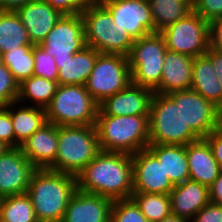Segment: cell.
Instances as JSON below:
<instances>
[{"label": "cell", "mask_w": 222, "mask_h": 222, "mask_svg": "<svg viewBox=\"0 0 222 222\" xmlns=\"http://www.w3.org/2000/svg\"><path fill=\"white\" fill-rule=\"evenodd\" d=\"M77 188L111 200L131 199L133 193L132 155L100 151L76 176Z\"/></svg>", "instance_id": "6da1fadb"}, {"label": "cell", "mask_w": 222, "mask_h": 222, "mask_svg": "<svg viewBox=\"0 0 222 222\" xmlns=\"http://www.w3.org/2000/svg\"><path fill=\"white\" fill-rule=\"evenodd\" d=\"M77 189V177L47 169H35L26 194L38 222H62L69 199Z\"/></svg>", "instance_id": "7a4b0ae2"}, {"label": "cell", "mask_w": 222, "mask_h": 222, "mask_svg": "<svg viewBox=\"0 0 222 222\" xmlns=\"http://www.w3.org/2000/svg\"><path fill=\"white\" fill-rule=\"evenodd\" d=\"M95 127L101 151L135 154L149 145V115H105L100 109Z\"/></svg>", "instance_id": "3957f363"}, {"label": "cell", "mask_w": 222, "mask_h": 222, "mask_svg": "<svg viewBox=\"0 0 222 222\" xmlns=\"http://www.w3.org/2000/svg\"><path fill=\"white\" fill-rule=\"evenodd\" d=\"M95 125L58 126L54 171L77 176L100 152Z\"/></svg>", "instance_id": "277c9868"}, {"label": "cell", "mask_w": 222, "mask_h": 222, "mask_svg": "<svg viewBox=\"0 0 222 222\" xmlns=\"http://www.w3.org/2000/svg\"><path fill=\"white\" fill-rule=\"evenodd\" d=\"M80 15L86 46L99 53L129 55L135 40L126 29L114 24L112 15L100 2H92Z\"/></svg>", "instance_id": "5b68a950"}, {"label": "cell", "mask_w": 222, "mask_h": 222, "mask_svg": "<svg viewBox=\"0 0 222 222\" xmlns=\"http://www.w3.org/2000/svg\"><path fill=\"white\" fill-rule=\"evenodd\" d=\"M99 104L85 85H58L45 109L46 121L56 126L95 125Z\"/></svg>", "instance_id": "8992f818"}, {"label": "cell", "mask_w": 222, "mask_h": 222, "mask_svg": "<svg viewBox=\"0 0 222 222\" xmlns=\"http://www.w3.org/2000/svg\"><path fill=\"white\" fill-rule=\"evenodd\" d=\"M200 139L183 121L179 104L168 94H153L149 112V144L187 145Z\"/></svg>", "instance_id": "52a82bcc"}, {"label": "cell", "mask_w": 222, "mask_h": 222, "mask_svg": "<svg viewBox=\"0 0 222 222\" xmlns=\"http://www.w3.org/2000/svg\"><path fill=\"white\" fill-rule=\"evenodd\" d=\"M166 51L159 32L135 40L127 56L132 83L155 91L160 86Z\"/></svg>", "instance_id": "ba28073f"}, {"label": "cell", "mask_w": 222, "mask_h": 222, "mask_svg": "<svg viewBox=\"0 0 222 222\" xmlns=\"http://www.w3.org/2000/svg\"><path fill=\"white\" fill-rule=\"evenodd\" d=\"M132 82L128 57L121 54L99 53L85 88L100 104Z\"/></svg>", "instance_id": "9c48e42d"}, {"label": "cell", "mask_w": 222, "mask_h": 222, "mask_svg": "<svg viewBox=\"0 0 222 222\" xmlns=\"http://www.w3.org/2000/svg\"><path fill=\"white\" fill-rule=\"evenodd\" d=\"M167 50L193 58L205 55L209 48V22L194 10L159 32Z\"/></svg>", "instance_id": "30bf717a"}, {"label": "cell", "mask_w": 222, "mask_h": 222, "mask_svg": "<svg viewBox=\"0 0 222 222\" xmlns=\"http://www.w3.org/2000/svg\"><path fill=\"white\" fill-rule=\"evenodd\" d=\"M180 105L183 121L199 137L206 138L222 126V111L192 89L168 94Z\"/></svg>", "instance_id": "8fae6325"}, {"label": "cell", "mask_w": 222, "mask_h": 222, "mask_svg": "<svg viewBox=\"0 0 222 222\" xmlns=\"http://www.w3.org/2000/svg\"><path fill=\"white\" fill-rule=\"evenodd\" d=\"M40 46L53 56L55 61L72 59L74 53L86 46L84 22L81 15H63Z\"/></svg>", "instance_id": "7c38bea8"}, {"label": "cell", "mask_w": 222, "mask_h": 222, "mask_svg": "<svg viewBox=\"0 0 222 222\" xmlns=\"http://www.w3.org/2000/svg\"><path fill=\"white\" fill-rule=\"evenodd\" d=\"M100 3L110 12L114 24L126 29L134 40L154 33L147 0H102Z\"/></svg>", "instance_id": "4fadbf2b"}, {"label": "cell", "mask_w": 222, "mask_h": 222, "mask_svg": "<svg viewBox=\"0 0 222 222\" xmlns=\"http://www.w3.org/2000/svg\"><path fill=\"white\" fill-rule=\"evenodd\" d=\"M133 192L170 194L174 184L165 174L162 163L148 149L132 154Z\"/></svg>", "instance_id": "5bb4252c"}, {"label": "cell", "mask_w": 222, "mask_h": 222, "mask_svg": "<svg viewBox=\"0 0 222 222\" xmlns=\"http://www.w3.org/2000/svg\"><path fill=\"white\" fill-rule=\"evenodd\" d=\"M35 169L20 147L8 148L0 155V198L25 194Z\"/></svg>", "instance_id": "9a60e30c"}, {"label": "cell", "mask_w": 222, "mask_h": 222, "mask_svg": "<svg viewBox=\"0 0 222 222\" xmlns=\"http://www.w3.org/2000/svg\"><path fill=\"white\" fill-rule=\"evenodd\" d=\"M154 91L132 82L120 92L107 97L99 104L105 115H149Z\"/></svg>", "instance_id": "2e32d148"}, {"label": "cell", "mask_w": 222, "mask_h": 222, "mask_svg": "<svg viewBox=\"0 0 222 222\" xmlns=\"http://www.w3.org/2000/svg\"><path fill=\"white\" fill-rule=\"evenodd\" d=\"M113 200L98 194L75 190L62 222H109Z\"/></svg>", "instance_id": "e0dca14e"}, {"label": "cell", "mask_w": 222, "mask_h": 222, "mask_svg": "<svg viewBox=\"0 0 222 222\" xmlns=\"http://www.w3.org/2000/svg\"><path fill=\"white\" fill-rule=\"evenodd\" d=\"M32 45H40L63 14L44 0H33L15 10Z\"/></svg>", "instance_id": "ac0fdd59"}, {"label": "cell", "mask_w": 222, "mask_h": 222, "mask_svg": "<svg viewBox=\"0 0 222 222\" xmlns=\"http://www.w3.org/2000/svg\"><path fill=\"white\" fill-rule=\"evenodd\" d=\"M20 148L36 169L50 168L56 160L58 150V126L47 122Z\"/></svg>", "instance_id": "d6986e66"}, {"label": "cell", "mask_w": 222, "mask_h": 222, "mask_svg": "<svg viewBox=\"0 0 222 222\" xmlns=\"http://www.w3.org/2000/svg\"><path fill=\"white\" fill-rule=\"evenodd\" d=\"M169 196L171 214L188 221L210 202L209 188L190 179L175 185Z\"/></svg>", "instance_id": "ffe728a7"}, {"label": "cell", "mask_w": 222, "mask_h": 222, "mask_svg": "<svg viewBox=\"0 0 222 222\" xmlns=\"http://www.w3.org/2000/svg\"><path fill=\"white\" fill-rule=\"evenodd\" d=\"M192 68L193 57L167 50L160 86L154 92L170 94L176 91L191 89Z\"/></svg>", "instance_id": "44dd1931"}, {"label": "cell", "mask_w": 222, "mask_h": 222, "mask_svg": "<svg viewBox=\"0 0 222 222\" xmlns=\"http://www.w3.org/2000/svg\"><path fill=\"white\" fill-rule=\"evenodd\" d=\"M189 179L208 188L218 178L221 170L208 142L200 138L186 145Z\"/></svg>", "instance_id": "7402d4cb"}, {"label": "cell", "mask_w": 222, "mask_h": 222, "mask_svg": "<svg viewBox=\"0 0 222 222\" xmlns=\"http://www.w3.org/2000/svg\"><path fill=\"white\" fill-rule=\"evenodd\" d=\"M99 52L89 46L74 53L73 58L65 61H55L58 67V85H85L94 68Z\"/></svg>", "instance_id": "603a6c76"}, {"label": "cell", "mask_w": 222, "mask_h": 222, "mask_svg": "<svg viewBox=\"0 0 222 222\" xmlns=\"http://www.w3.org/2000/svg\"><path fill=\"white\" fill-rule=\"evenodd\" d=\"M214 72L213 64L206 55L193 58L191 89L222 111V87Z\"/></svg>", "instance_id": "cb8c5ba5"}, {"label": "cell", "mask_w": 222, "mask_h": 222, "mask_svg": "<svg viewBox=\"0 0 222 222\" xmlns=\"http://www.w3.org/2000/svg\"><path fill=\"white\" fill-rule=\"evenodd\" d=\"M5 108L11 115L15 147H20L34 132L47 123L45 109L23 106V103L21 105L18 102L10 103Z\"/></svg>", "instance_id": "d4e9b609"}, {"label": "cell", "mask_w": 222, "mask_h": 222, "mask_svg": "<svg viewBox=\"0 0 222 222\" xmlns=\"http://www.w3.org/2000/svg\"><path fill=\"white\" fill-rule=\"evenodd\" d=\"M147 148L162 163L165 174L174 185L189 180L186 145L149 144Z\"/></svg>", "instance_id": "484cf974"}, {"label": "cell", "mask_w": 222, "mask_h": 222, "mask_svg": "<svg viewBox=\"0 0 222 222\" xmlns=\"http://www.w3.org/2000/svg\"><path fill=\"white\" fill-rule=\"evenodd\" d=\"M154 23V33L184 18L193 11V0H147Z\"/></svg>", "instance_id": "4316f807"}, {"label": "cell", "mask_w": 222, "mask_h": 222, "mask_svg": "<svg viewBox=\"0 0 222 222\" xmlns=\"http://www.w3.org/2000/svg\"><path fill=\"white\" fill-rule=\"evenodd\" d=\"M57 87V81H51L33 75L19 84L17 102L20 104H22V102L25 103L23 105L28 103L27 106L46 109L51 103Z\"/></svg>", "instance_id": "83f0119b"}, {"label": "cell", "mask_w": 222, "mask_h": 222, "mask_svg": "<svg viewBox=\"0 0 222 222\" xmlns=\"http://www.w3.org/2000/svg\"><path fill=\"white\" fill-rule=\"evenodd\" d=\"M24 45L32 43L16 11L0 10V54Z\"/></svg>", "instance_id": "f1b7e54d"}, {"label": "cell", "mask_w": 222, "mask_h": 222, "mask_svg": "<svg viewBox=\"0 0 222 222\" xmlns=\"http://www.w3.org/2000/svg\"><path fill=\"white\" fill-rule=\"evenodd\" d=\"M1 63L5 64L18 84L34 74V45L19 46L1 54Z\"/></svg>", "instance_id": "f546056e"}, {"label": "cell", "mask_w": 222, "mask_h": 222, "mask_svg": "<svg viewBox=\"0 0 222 222\" xmlns=\"http://www.w3.org/2000/svg\"><path fill=\"white\" fill-rule=\"evenodd\" d=\"M0 222H38L30 197L25 193L0 198Z\"/></svg>", "instance_id": "4dcf8cb0"}, {"label": "cell", "mask_w": 222, "mask_h": 222, "mask_svg": "<svg viewBox=\"0 0 222 222\" xmlns=\"http://www.w3.org/2000/svg\"><path fill=\"white\" fill-rule=\"evenodd\" d=\"M131 199L149 222H160L171 214L169 194L133 192Z\"/></svg>", "instance_id": "1f68e13d"}, {"label": "cell", "mask_w": 222, "mask_h": 222, "mask_svg": "<svg viewBox=\"0 0 222 222\" xmlns=\"http://www.w3.org/2000/svg\"><path fill=\"white\" fill-rule=\"evenodd\" d=\"M109 222H149L132 199L114 200Z\"/></svg>", "instance_id": "d6a6232c"}, {"label": "cell", "mask_w": 222, "mask_h": 222, "mask_svg": "<svg viewBox=\"0 0 222 222\" xmlns=\"http://www.w3.org/2000/svg\"><path fill=\"white\" fill-rule=\"evenodd\" d=\"M34 74L47 80L57 81L58 67L53 56H50L40 45H34Z\"/></svg>", "instance_id": "836d02e7"}, {"label": "cell", "mask_w": 222, "mask_h": 222, "mask_svg": "<svg viewBox=\"0 0 222 222\" xmlns=\"http://www.w3.org/2000/svg\"><path fill=\"white\" fill-rule=\"evenodd\" d=\"M19 84L13 78L8 67L0 63V107L17 102Z\"/></svg>", "instance_id": "e575fe53"}, {"label": "cell", "mask_w": 222, "mask_h": 222, "mask_svg": "<svg viewBox=\"0 0 222 222\" xmlns=\"http://www.w3.org/2000/svg\"><path fill=\"white\" fill-rule=\"evenodd\" d=\"M193 10L204 20L211 22L222 17V0H193Z\"/></svg>", "instance_id": "d590c367"}, {"label": "cell", "mask_w": 222, "mask_h": 222, "mask_svg": "<svg viewBox=\"0 0 222 222\" xmlns=\"http://www.w3.org/2000/svg\"><path fill=\"white\" fill-rule=\"evenodd\" d=\"M63 15L81 14L92 0H44Z\"/></svg>", "instance_id": "8d00e7d4"}, {"label": "cell", "mask_w": 222, "mask_h": 222, "mask_svg": "<svg viewBox=\"0 0 222 222\" xmlns=\"http://www.w3.org/2000/svg\"><path fill=\"white\" fill-rule=\"evenodd\" d=\"M0 142L9 148H15V136L11 115L5 107H0Z\"/></svg>", "instance_id": "74e56055"}, {"label": "cell", "mask_w": 222, "mask_h": 222, "mask_svg": "<svg viewBox=\"0 0 222 222\" xmlns=\"http://www.w3.org/2000/svg\"><path fill=\"white\" fill-rule=\"evenodd\" d=\"M189 222H222V206L210 201Z\"/></svg>", "instance_id": "f35d334b"}, {"label": "cell", "mask_w": 222, "mask_h": 222, "mask_svg": "<svg viewBox=\"0 0 222 222\" xmlns=\"http://www.w3.org/2000/svg\"><path fill=\"white\" fill-rule=\"evenodd\" d=\"M209 47L222 53V17L209 22Z\"/></svg>", "instance_id": "ab89813d"}, {"label": "cell", "mask_w": 222, "mask_h": 222, "mask_svg": "<svg viewBox=\"0 0 222 222\" xmlns=\"http://www.w3.org/2000/svg\"><path fill=\"white\" fill-rule=\"evenodd\" d=\"M212 151V154L220 166V170L222 171V126L211 132L206 138H204Z\"/></svg>", "instance_id": "60d3db41"}, {"label": "cell", "mask_w": 222, "mask_h": 222, "mask_svg": "<svg viewBox=\"0 0 222 222\" xmlns=\"http://www.w3.org/2000/svg\"><path fill=\"white\" fill-rule=\"evenodd\" d=\"M205 55L211 60L215 71L214 73L218 76V80L222 87V53L209 47Z\"/></svg>", "instance_id": "b9f144b4"}, {"label": "cell", "mask_w": 222, "mask_h": 222, "mask_svg": "<svg viewBox=\"0 0 222 222\" xmlns=\"http://www.w3.org/2000/svg\"><path fill=\"white\" fill-rule=\"evenodd\" d=\"M209 199L211 202L222 206V171L209 187Z\"/></svg>", "instance_id": "7bdbcfd3"}, {"label": "cell", "mask_w": 222, "mask_h": 222, "mask_svg": "<svg viewBox=\"0 0 222 222\" xmlns=\"http://www.w3.org/2000/svg\"><path fill=\"white\" fill-rule=\"evenodd\" d=\"M30 1L33 0H0V10L15 11L16 9L26 5Z\"/></svg>", "instance_id": "ee69618b"}, {"label": "cell", "mask_w": 222, "mask_h": 222, "mask_svg": "<svg viewBox=\"0 0 222 222\" xmlns=\"http://www.w3.org/2000/svg\"><path fill=\"white\" fill-rule=\"evenodd\" d=\"M160 222H189L187 219L170 214L168 217H165Z\"/></svg>", "instance_id": "f6af8a7d"}, {"label": "cell", "mask_w": 222, "mask_h": 222, "mask_svg": "<svg viewBox=\"0 0 222 222\" xmlns=\"http://www.w3.org/2000/svg\"><path fill=\"white\" fill-rule=\"evenodd\" d=\"M9 147L0 142V155L3 154Z\"/></svg>", "instance_id": "bcb514c9"}, {"label": "cell", "mask_w": 222, "mask_h": 222, "mask_svg": "<svg viewBox=\"0 0 222 222\" xmlns=\"http://www.w3.org/2000/svg\"><path fill=\"white\" fill-rule=\"evenodd\" d=\"M93 2H100V1H102V0H92Z\"/></svg>", "instance_id": "7dc6e473"}]
</instances>
